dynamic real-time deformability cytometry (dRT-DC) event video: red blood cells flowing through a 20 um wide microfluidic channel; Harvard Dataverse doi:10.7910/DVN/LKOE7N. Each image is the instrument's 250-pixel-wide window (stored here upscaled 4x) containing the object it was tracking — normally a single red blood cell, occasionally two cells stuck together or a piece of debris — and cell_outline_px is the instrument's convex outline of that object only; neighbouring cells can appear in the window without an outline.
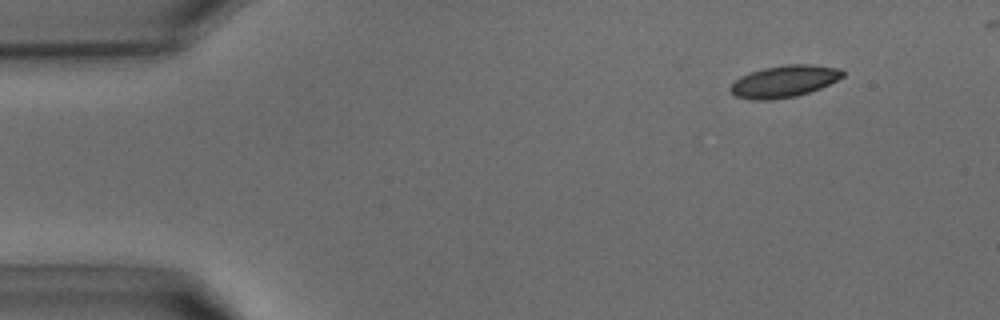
{"species": "common noctule bat (a hibernating species)", "species_latin": "Nyctalus noctula", "temperature_condition": "warm", "stored_images_in_passage": 33, "camera_frame_rate_fps": 3000, "um_per_image_px": 0.085, "animal": {"sex": "male", "body_mass_g": 15.6}, "frame": {"image": 1, "passage_image": 1, "time_ms": 0.0, "image_size_px": [1000, 320], "cell_outline_px": [[844, 76], [820, 88], [796, 96], [772, 100], [748, 100], [736, 96], [728, 88], [740, 76], [748, 72], [764, 68], [784, 64], [812, 64], [840, 68], [844, 72]], "centroid_in_image_um": [66.63, 6.91], "position_along_channel_um": 18.4, "area_um2": 20.98}}
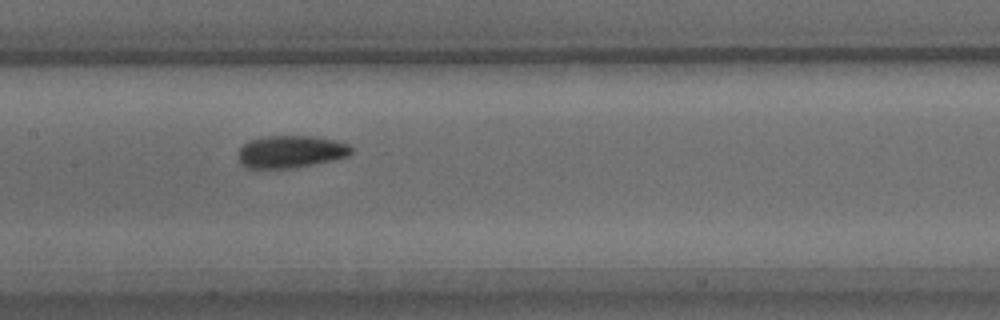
{"frame": {"image": 2, "passage_image": 16, "time_ms": 5.0, "image_size_px": [1000, 320], "cell_outline_px": [[352, 152], [348, 156], [316, 164], [288, 168], [244, 168], [240, 164], [236, 156], [236, 152], [248, 140], [264, 136], [312, 136], [332, 140], [348, 144], [352, 148]], "centroid_in_image_um": [24.64, 12.9], "position_along_channel_um": 182.8, "area_um2": 21.5}}
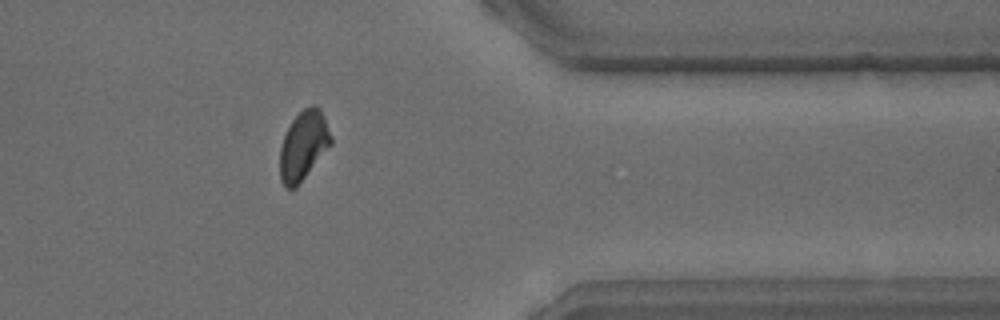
{"frame": {"image": 3, "passage_image": 29, "time_ms": 9.333, "image_size_px": [1000, 320], "cell_outline_px": [[332, 144], [296, 188], [284, 188], [280, 180], [280, 148], [284, 136], [292, 120], [304, 108], [312, 104], [316, 104], [320, 108], [324, 116], [332, 136]], "centroid_in_image_um": [25.8, 12.37], "position_along_channel_um": 385.6, "area_um2": 20.69}}